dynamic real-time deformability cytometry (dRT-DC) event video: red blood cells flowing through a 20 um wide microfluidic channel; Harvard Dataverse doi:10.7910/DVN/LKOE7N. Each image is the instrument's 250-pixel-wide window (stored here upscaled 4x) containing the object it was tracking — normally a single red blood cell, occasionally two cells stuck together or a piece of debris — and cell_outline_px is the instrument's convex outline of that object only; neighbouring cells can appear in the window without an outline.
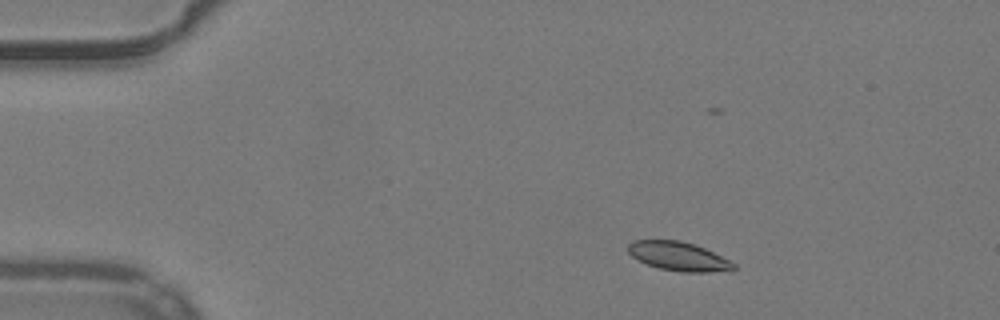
{"species": "common noctule bat (a hibernating species)", "species_latin": "Nyctalus noctula", "temperature_condition": "warm", "stored_images_in_passage": 52, "camera_frame_rate_fps": 3000, "um_per_image_px": 0.085, "animal": {"sex": "male", "body_mass_g": 19.2, "forearm_length_mm": 51.8}, "frame": {"image": 1, "passage_image": 7, "time_ms": 2.0, "image_size_px": [1000, 320], "cell_outline_px": [[736, 268], [708, 272], [680, 272], [660, 268], [648, 264], [632, 256], [628, 252], [628, 244], [636, 240], [680, 240], [704, 248], [736, 264]], "centroid_in_image_um": [57.64, 21.78], "position_along_channel_um": 27.4, "area_um2": 17.34}}
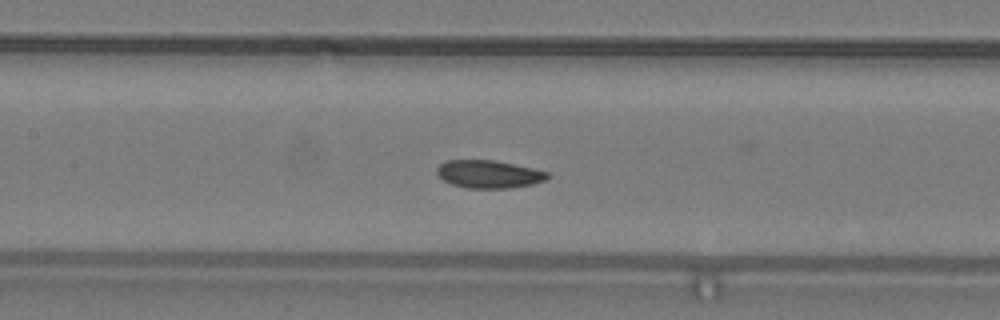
{"frame": {"image": 2, "passage_image": 23, "time_ms": 7.333, "image_size_px": [1000, 320], "cell_outline_px": [[548, 180], [532, 184], [508, 188], [464, 188], [452, 184], [444, 180], [436, 172], [436, 168], [440, 164], [448, 160], [492, 160], [532, 168], [548, 172]], "centroid_in_image_um": [41.54, 14.81], "position_along_channel_um": 165.9, "area_um2": 17.8}}
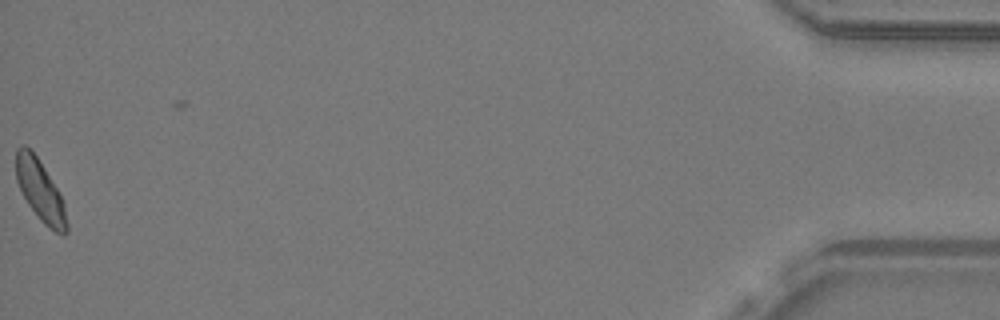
{"frame": {"image": 3, "passage_image": 51, "time_ms": 16.667, "image_size_px": [1000, 320], "cell_outline_px": [[68, 232], [64, 236], [48, 228], [40, 220], [28, 204], [16, 180], [16, 148], [20, 144], [24, 144], [36, 156], [44, 168], [56, 188], [64, 204], [68, 224]], "centroid_in_image_um": [3.42, 16.24], "position_along_channel_um": 431.8, "area_um2": 17.86}, "authors_computed_cell_mechanics": {"area_um2": 18.0047, "velocity_mm_per_s": 3.9317, "shape_relaxation_time_tau1_ms": 3.78, "shape_relaxation_time_tau2_ms": 5.2609, "deformation_change_tau1": 0.1, "deformation_change_tau2": 0.096}}